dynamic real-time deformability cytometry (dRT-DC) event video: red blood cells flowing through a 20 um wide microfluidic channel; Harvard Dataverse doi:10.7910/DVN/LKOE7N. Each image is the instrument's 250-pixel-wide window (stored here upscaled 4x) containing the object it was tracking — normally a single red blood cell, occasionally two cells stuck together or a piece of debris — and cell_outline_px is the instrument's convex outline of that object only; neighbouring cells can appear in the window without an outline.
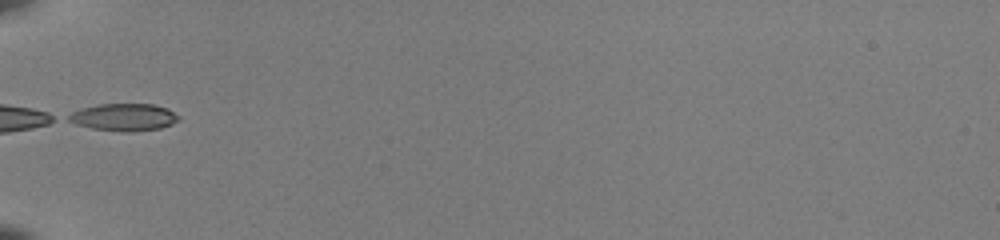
{"species": "common noctule bat (a hibernating species)", "species_latin": "Nyctalus noctula", "temperature_condition": "room temperature", "stored_images_in_passage": 31, "camera_frame_rate_fps": 3000, "um_per_image_px": 0.085, "animal": {"sex": "female", "body_mass_g": 22.0, "forearm_length_mm": 56.7}, "frame": {"image": 1, "passage_image": 1, "time_ms": 0.0, "image_size_px": [1000, 240], "cell_outline_px": [[180, 120], [172, 124], [160, 128], [132, 132], [124, 132], [92, 128], [76, 124], [68, 120], [64, 116], [80, 108], [100, 104], [152, 104], [168, 108], [180, 116]], "centroid_in_image_um": [10.53, 9.96], "position_along_channel_um": 74.5, "area_um2": 17.69}, "authors_computed_cell_mechanics": {"area_um2": 16.6464, "velocity_mm_per_s": 4.0986, "shape_relaxation_time_tau1_ms": 6.7663, "shape_relaxation_time_tau2_ms": 3.9554, "deformation_change_tau1": 0.188, "deformation_change_tau2": 0.0741}}